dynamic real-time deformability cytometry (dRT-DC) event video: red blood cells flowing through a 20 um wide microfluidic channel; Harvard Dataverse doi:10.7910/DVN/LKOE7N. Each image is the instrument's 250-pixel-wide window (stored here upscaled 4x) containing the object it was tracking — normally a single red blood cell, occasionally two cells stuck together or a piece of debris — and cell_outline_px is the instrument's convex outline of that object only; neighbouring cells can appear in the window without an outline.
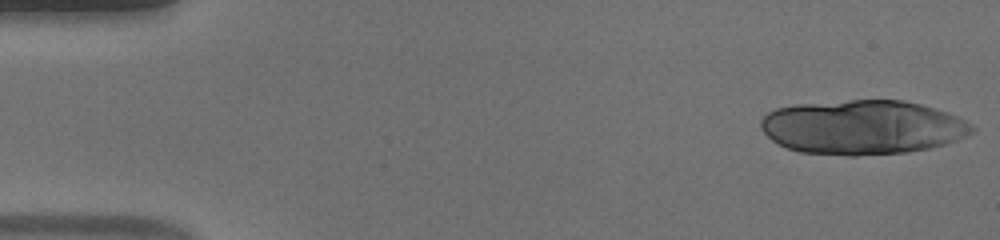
{"species": "human", "species_latin": "Homo sapiens", "temperature_condition": "warm", "stored_images_in_passage": 19, "camera_frame_rate_fps": 3000, "um_per_image_px": 0.085, "donor": {"sex": "male"}, "frame": {"image": 1, "passage_image": 1, "time_ms": 0.0, "image_size_px": [1000, 240], "cell_outline_px": [[976, 132], [956, 140], [944, 144], [928, 148], [908, 152], [856, 156], [848, 156], [800, 152], [788, 148], [772, 140], [760, 128], [760, 120], [768, 112], [776, 108], [796, 104], [852, 100], [904, 100], [920, 104], [948, 112], [964, 120], [976, 128]], "centroid_in_image_um": [73.32, 10.82], "position_along_channel_um": 11.7, "area_um2": 67.05}}